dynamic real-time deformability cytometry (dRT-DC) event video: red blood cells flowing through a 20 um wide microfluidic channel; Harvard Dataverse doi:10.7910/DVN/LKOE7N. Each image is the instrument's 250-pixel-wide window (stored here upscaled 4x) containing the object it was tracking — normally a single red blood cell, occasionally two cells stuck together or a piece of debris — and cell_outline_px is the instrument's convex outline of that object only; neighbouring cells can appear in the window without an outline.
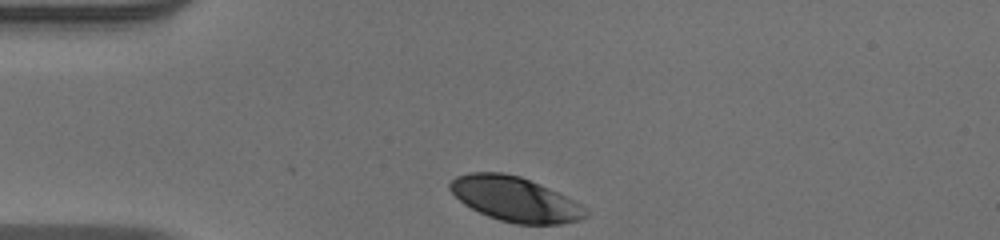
{"species": "human", "species_latin": "Homo sapiens", "temperature_condition": "warm", "stored_images_in_passage": 31, "camera_frame_rate_fps": 3000, "um_per_image_px": 0.085, "donor": {"sex": "male"}, "frame": {"image": 1, "passage_image": 1, "time_ms": 0.0, "image_size_px": [1000, 240], "cell_outline_px": [[588, 212], [584, 216], [576, 220], [560, 224], [516, 224], [500, 220], [488, 216], [464, 204], [448, 188], [448, 184], [456, 176], [468, 172], [504, 172], [520, 176], [556, 192], [580, 204]], "centroid_in_image_um": [43.71, 16.91], "position_along_channel_um": 41.3, "area_um2": 34.74}}
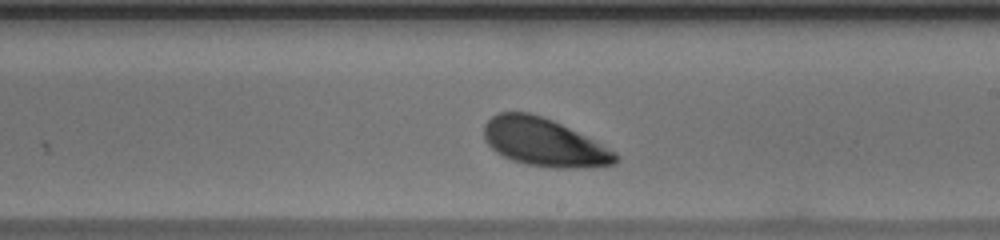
{"frame": {"image": 2, "passage_image": 19, "time_ms": 6.0, "image_size_px": [1000, 240], "cell_outline_px": [[616, 164], [576, 168], [552, 168], [528, 164], [512, 160], [496, 152], [484, 140], [484, 124], [492, 116], [500, 112], [528, 112], [552, 120], [616, 152]], "centroid_in_image_um": [46.18, 12.1], "position_along_channel_um": 242.8, "area_um2": 36.13}}
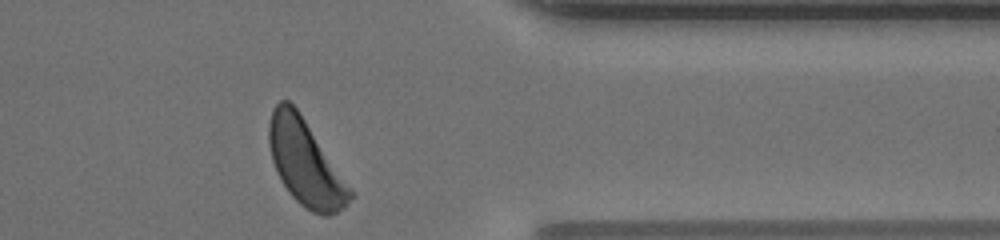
{"frame": {"image": 3, "passage_image": 31, "time_ms": 10.0, "image_size_px": [1000, 240], "cell_outline_px": [[356, 196], [344, 208], [328, 216], [324, 216], [312, 212], [304, 208], [292, 196], [284, 184], [272, 160], [268, 140], [268, 124], [272, 108], [280, 100], [288, 100], [300, 112], [352, 188]], "centroid_in_image_um": [25.99, 13.85], "position_along_channel_um": 385.4, "area_um2": 40.46}, "authors_computed_cell_mechanics": {"area_um2": 36.7608, "velocity_mm_per_s": 3.8759, "shape_relaxation_time_tau1_ms": 1.3536, "shape_relaxation_time_tau2_ms": null, "deformation_change_tau1": 0.1156, "deformation_change_tau2": null}}